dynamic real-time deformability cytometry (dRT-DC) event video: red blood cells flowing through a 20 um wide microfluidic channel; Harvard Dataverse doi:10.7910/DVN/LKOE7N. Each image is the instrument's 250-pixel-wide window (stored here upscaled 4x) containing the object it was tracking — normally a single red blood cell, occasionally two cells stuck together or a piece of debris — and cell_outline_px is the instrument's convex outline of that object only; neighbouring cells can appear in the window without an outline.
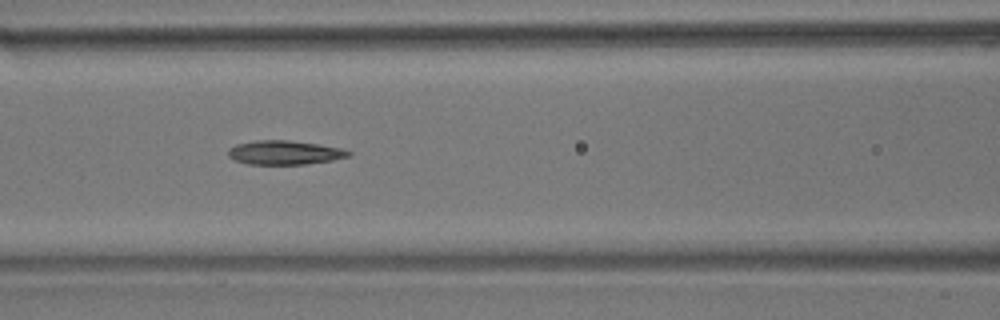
{"species": "common noctule bat (a hibernating species)", "species_latin": "Nyctalus noctula", "temperature_condition": "room temperature", "stored_images_in_passage": 9, "camera_frame_rate_fps": 3000, "um_per_image_px": 0.085, "animal": {"sex": "male", "body_mass_g": 17.9}, "frame": {"image": 1, "passage_image": 6, "time_ms": 5.667, "image_size_px": [1000, 320], "cell_outline_px": [[352, 156], [332, 160], [304, 164], [248, 164], [236, 160], [228, 156], [228, 148], [236, 144], [256, 140], [288, 140], [320, 144], [344, 148], [352, 152]], "centroid_in_image_um": [24.23, 12.96], "position_along_channel_um": 142.4, "area_um2": 16.99}}
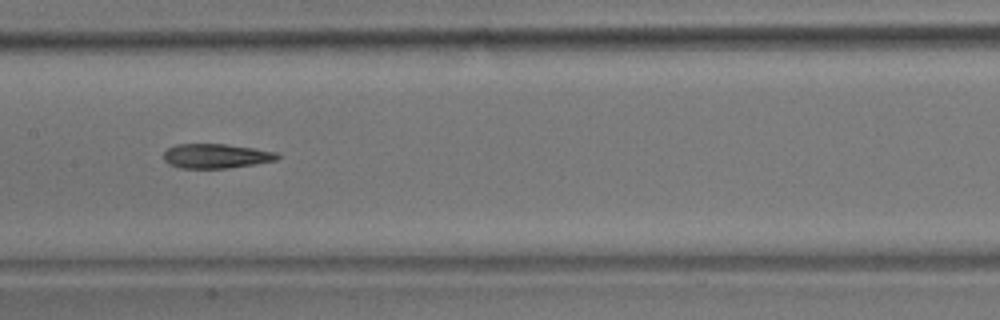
{"frame": {"image": 2, "passage_image": 7, "time_ms": 7.0, "image_size_px": [1000, 320], "cell_outline_px": [[280, 156], [276, 160], [256, 164], [228, 168], [180, 168], [168, 164], [164, 160], [164, 152], [168, 148], [176, 144], [228, 144], [276, 152]], "centroid_in_image_um": [18.35, 13.26], "position_along_channel_um": 189.1, "area_um2": 16.24}}
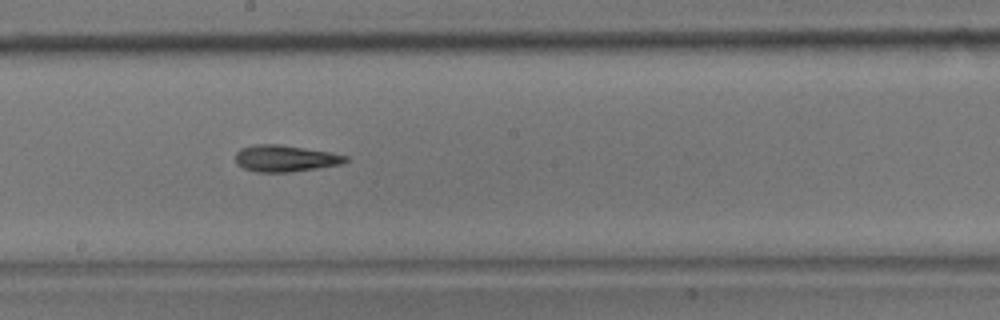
{"frame": {"image": 3, "passage_image": 8, "time_ms": 8.0, "image_size_px": [1000, 320], "cell_outline_px": [[348, 160], [340, 164], [316, 168], [288, 172], [256, 172], [244, 168], [236, 164], [236, 152], [240, 148], [256, 144], [280, 144], [328, 152], [348, 156]], "centroid_in_image_um": [24.19, 13.46], "position_along_channel_um": 224.0, "area_um2": 16.88}}